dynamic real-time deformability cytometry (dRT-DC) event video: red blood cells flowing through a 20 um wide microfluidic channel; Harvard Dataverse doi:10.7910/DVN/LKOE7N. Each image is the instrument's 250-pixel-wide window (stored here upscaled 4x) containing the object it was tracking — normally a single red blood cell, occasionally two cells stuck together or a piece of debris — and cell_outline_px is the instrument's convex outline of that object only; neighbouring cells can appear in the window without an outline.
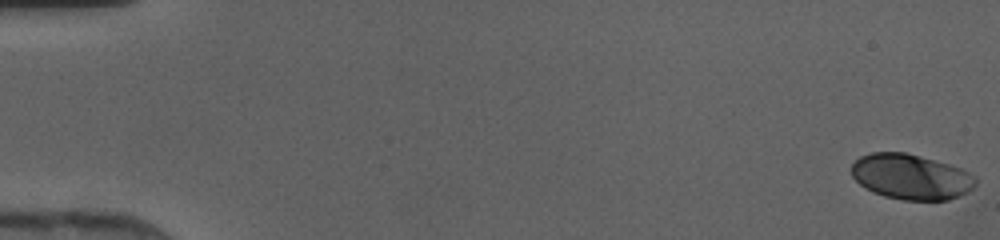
{"species": "human", "species_latin": "Homo sapiens", "temperature_condition": "cold", "stored_images_in_passage": 8, "camera_frame_rate_fps": 3000, "um_per_image_px": 0.085, "donor": {"sex": "female"}, "frame": {"image": 1, "passage_image": 1, "time_ms": 0.0, "image_size_px": [1000, 240], "cell_outline_px": [[976, 184], [968, 192], [948, 200], [904, 200], [884, 196], [872, 192], [864, 188], [852, 176], [852, 164], [860, 156], [872, 152], [904, 152], [948, 164], [960, 168], [976, 176]], "centroid_in_image_um": [77.42, 15.03], "position_along_channel_um": 7.6, "area_um2": 32.71}}